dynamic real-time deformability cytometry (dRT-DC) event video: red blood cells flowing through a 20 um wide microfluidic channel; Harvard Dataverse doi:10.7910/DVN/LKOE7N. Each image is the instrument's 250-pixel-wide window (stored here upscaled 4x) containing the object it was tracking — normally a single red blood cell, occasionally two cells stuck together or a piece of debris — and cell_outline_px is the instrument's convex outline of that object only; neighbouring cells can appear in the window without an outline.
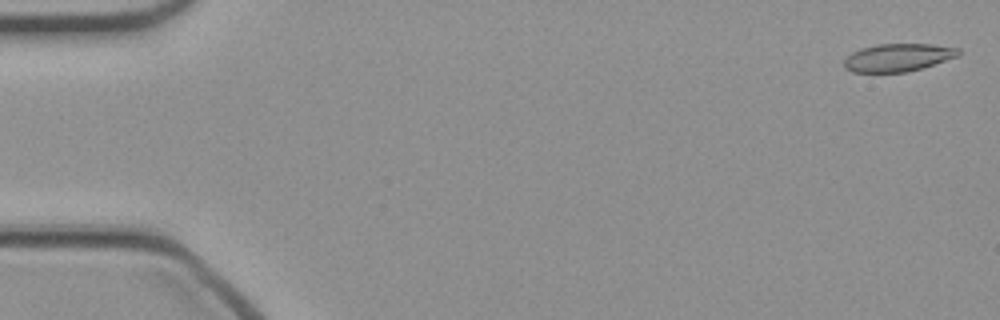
{"species": "common noctule bat (a hibernating species)", "species_latin": "Nyctalus noctula", "temperature_condition": "cold", "stored_images_in_passage": 46, "camera_frame_rate_fps": 3000, "um_per_image_px": 0.085, "animal": {"sex": "female", "body_mass_g": 21.9}, "frame": {"image": 1, "passage_image": 1, "time_ms": 0.0, "image_size_px": [1000, 320], "cell_outline_px": [[960, 56], [920, 68], [904, 72], [852, 72], [844, 68], [844, 60], [852, 52], [860, 48], [880, 44], [932, 44], [960, 48]], "centroid_in_image_um": [76.33, 4.88], "position_along_channel_um": 8.7, "area_um2": 18.5}}
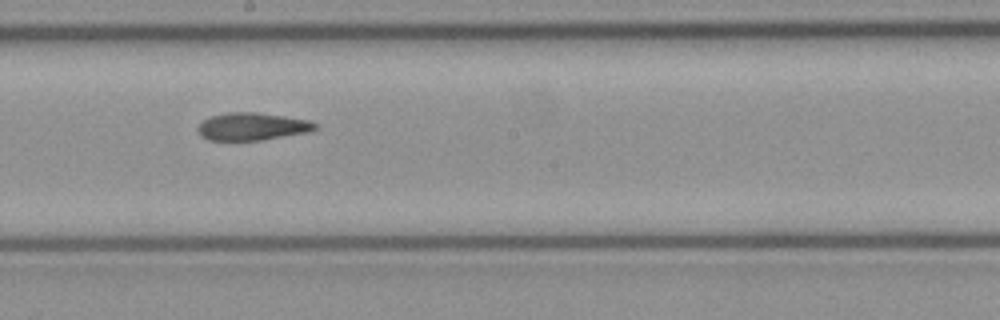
{"frame": {"image": 2, "passage_image": 26, "time_ms": 8.333, "image_size_px": [1000, 320], "cell_outline_px": [[316, 128], [308, 132], [260, 140], [208, 140], [200, 136], [196, 128], [204, 120], [212, 116], [228, 112], [256, 112], [284, 116], [308, 120], [316, 124]], "centroid_in_image_um": [21.39, 10.75], "position_along_channel_um": 226.8, "area_um2": 18.67}}
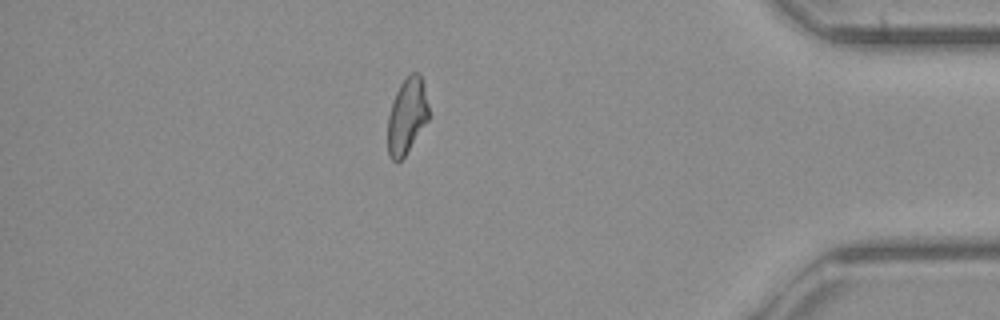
{"frame": {"image": 3, "passage_image": 41, "time_ms": 13.333, "image_size_px": [1000, 320], "cell_outline_px": [[428, 120], [404, 156], [400, 160], [392, 160], [388, 156], [388, 116], [396, 92], [400, 84], [412, 72], [416, 72], [420, 76], [428, 104]], "centroid_in_image_um": [34.57, 9.88], "position_along_channel_um": 400.6, "area_um2": 17.57}}